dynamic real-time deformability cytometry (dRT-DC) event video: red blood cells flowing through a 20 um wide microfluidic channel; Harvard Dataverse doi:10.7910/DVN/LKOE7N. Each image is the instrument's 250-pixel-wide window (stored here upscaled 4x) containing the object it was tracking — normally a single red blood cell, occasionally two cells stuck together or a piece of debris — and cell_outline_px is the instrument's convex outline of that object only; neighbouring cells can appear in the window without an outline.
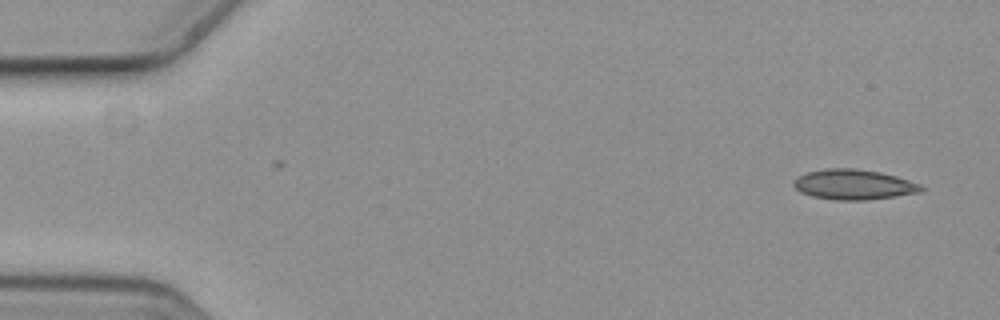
{"species": "common noctule bat (a hibernating species)", "species_latin": "Nyctalus noctula", "temperature_condition": "cold", "stored_images_in_passage": 2, "camera_frame_rate_fps": 3000, "um_per_image_px": 0.085, "animal": {"sex": "female", "body_mass_g": 19.3, "forearm_length_mm": 54.1}, "frame": {"image": 1, "passage_image": 2, "time_ms": 0.333, "image_size_px": [1000, 320], "cell_outline_px": [[924, 188], [920, 192], [864, 200], [836, 200], [812, 196], [800, 192], [792, 184], [796, 176], [808, 172], [828, 168], [856, 168], [880, 172], [896, 176], [920, 184]], "centroid_in_image_um": [72.52, 15.67], "position_along_channel_um": 12.5, "area_um2": 22.25}}